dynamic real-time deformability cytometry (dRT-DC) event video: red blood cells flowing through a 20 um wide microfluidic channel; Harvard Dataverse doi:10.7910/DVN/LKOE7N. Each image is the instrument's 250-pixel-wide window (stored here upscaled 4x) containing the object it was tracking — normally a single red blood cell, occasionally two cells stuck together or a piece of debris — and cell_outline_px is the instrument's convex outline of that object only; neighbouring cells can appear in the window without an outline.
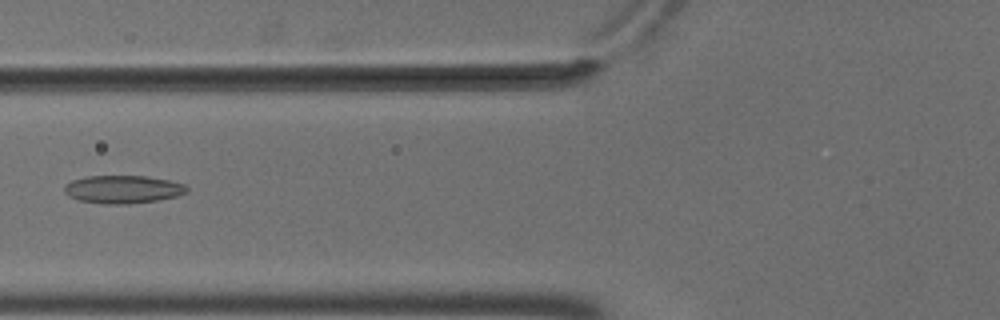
{"species": "common noctule bat (a hibernating species)", "species_latin": "Nyctalus noctula", "temperature_condition": "cold", "stored_images_in_passage": 7, "camera_frame_rate_fps": 3000, "um_per_image_px": 0.085, "animal": {"sex": "male", "body_mass_g": 18.8}, "frame": {"image": 1, "passage_image": 7, "time_ms": 2.0, "image_size_px": [1000, 320], "cell_outline_px": [[188, 192], [176, 196], [156, 200], [128, 204], [104, 204], [80, 200], [68, 196], [64, 192], [64, 184], [72, 180], [88, 176], [148, 176], [168, 180], [184, 184], [188, 188]], "centroid_in_image_um": [10.43, 16.09], "position_along_channel_um": 115.4, "area_um2": 19.94}}